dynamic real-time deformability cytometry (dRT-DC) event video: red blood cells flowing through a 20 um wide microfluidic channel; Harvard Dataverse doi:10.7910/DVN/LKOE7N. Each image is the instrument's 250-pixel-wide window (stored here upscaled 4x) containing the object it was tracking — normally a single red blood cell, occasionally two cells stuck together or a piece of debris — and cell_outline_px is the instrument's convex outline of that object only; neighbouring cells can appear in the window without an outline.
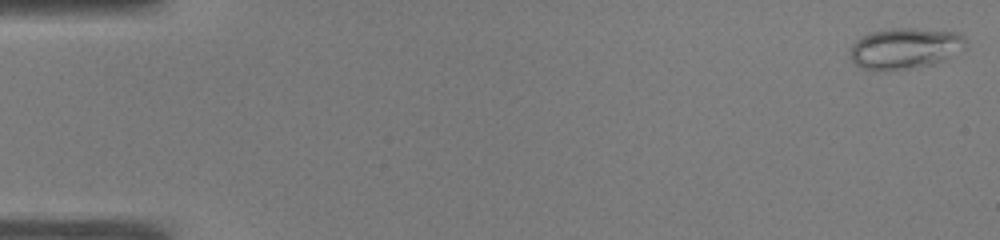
{"species": "common noctule bat (a hibernating species)", "species_latin": "Nyctalus noctula", "temperature_condition": "warm", "stored_images_in_passage": 52, "camera_frame_rate_fps": 3000, "um_per_image_px": 0.085, "animal": {"sex": "male", "body_mass_g": 19.0, "forearm_length_mm": 50.8}, "frame": {"image": 1, "passage_image": 1, "time_ms": 0.0, "image_size_px": [1000, 240], "cell_outline_px": [[964, 44], [944, 60], [932, 64], [912, 68], [860, 68], [852, 60], [852, 44], [856, 40], [868, 32], [892, 28], [916, 28], [960, 32], [964, 36]], "centroid_in_image_um": [76.91, 4.06], "position_along_channel_um": 8.1, "area_um2": 26.76}}
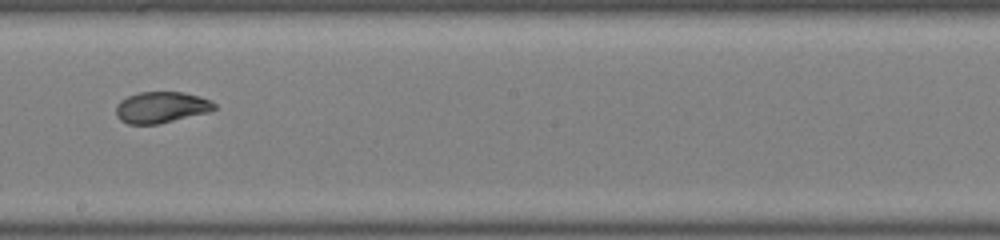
{"frame": {"image": 2, "passage_image": 30, "time_ms": 9.667, "image_size_px": [1000, 240], "cell_outline_px": [[216, 108], [208, 112], [156, 124], [128, 124], [120, 120], [116, 116], [116, 104], [120, 100], [128, 96], [140, 92], [184, 92], [200, 96], [212, 100], [216, 104]], "centroid_in_image_um": [13.7, 9.11], "position_along_channel_um": 234.5, "area_um2": 17.92}}
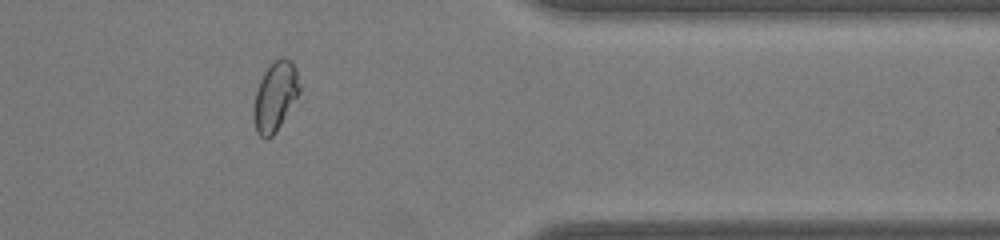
{"frame": {"image": 3, "passage_image": 43, "time_ms": 14.0, "image_size_px": [1000, 240], "cell_outline_px": [[300, 92], [276, 132], [272, 136], [260, 136], [256, 132], [256, 92], [260, 80], [264, 72], [272, 60], [280, 56], [284, 56], [296, 68], [300, 88]], "centroid_in_image_um": [23.44, 8.11], "position_along_channel_um": 388.0, "area_um2": 17.86}, "authors_computed_cell_mechanics": {"area_um2": 19.8543, "velocity_mm_per_s": 3.8846, "shape_relaxation_time_tau1_ms": null, "shape_relaxation_time_tau2_ms": 0.8813, "deformation_change_tau1": null, "deformation_change_tau2": 0.0411}}